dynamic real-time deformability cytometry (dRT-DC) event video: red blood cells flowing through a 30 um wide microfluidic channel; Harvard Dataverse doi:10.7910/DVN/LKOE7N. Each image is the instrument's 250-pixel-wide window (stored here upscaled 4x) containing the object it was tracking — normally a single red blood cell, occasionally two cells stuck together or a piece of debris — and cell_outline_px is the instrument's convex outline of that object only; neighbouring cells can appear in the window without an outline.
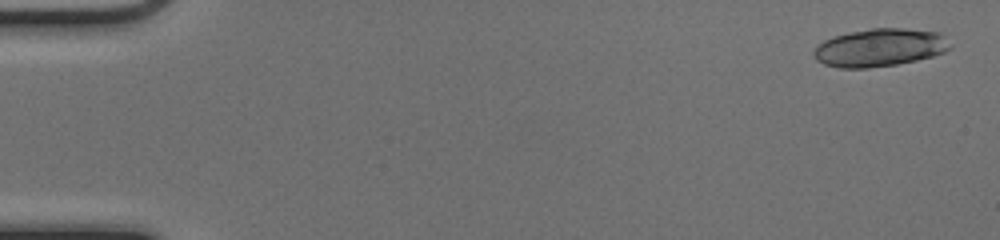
{"species": "common noctule bat (a hibernating species)", "species_latin": "Nyctalus noctula", "temperature_condition": "cold", "stored_images_in_passage": 23, "camera_frame_rate_fps": 3000, "um_per_image_px": 0.085, "animal": {"sex": "female", "body_mass_g": 17.0, "forearm_length_mm": 48.0}, "frame": {"image": 1, "passage_image": 2, "time_ms": 0.333, "image_size_px": [1000, 240], "cell_outline_px": [[952, 48], [944, 52], [932, 56], [916, 60], [896, 64], [868, 68], [840, 68], [824, 64], [816, 60], [812, 56], [812, 52], [816, 44], [832, 36], [848, 32], [872, 28], [904, 28], [940, 32], [944, 36]], "centroid_in_image_um": [74.73, 4.04], "position_along_channel_um": 10.3, "area_um2": 30.4}}
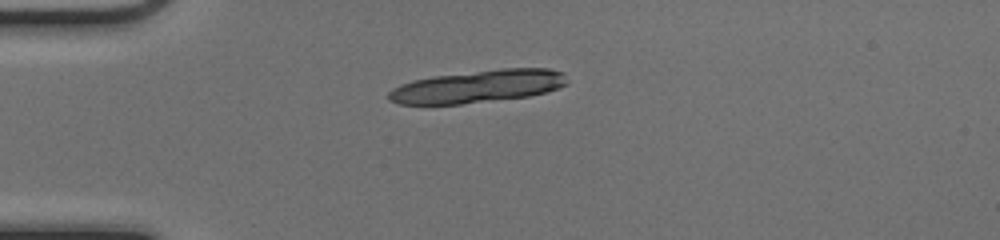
{"frame": {"image": 2, "passage_image": 14, "time_ms": 4.333, "image_size_px": [1000, 240], "cell_outline_px": [[568, 84], [544, 92], [528, 96], [460, 104], [400, 104], [388, 100], [388, 92], [392, 88], [400, 84], [412, 80], [432, 76], [500, 68], [548, 68], [564, 72]], "centroid_in_image_um": [40.6, 7.33], "position_along_channel_um": 44.4, "area_um2": 33.93}}